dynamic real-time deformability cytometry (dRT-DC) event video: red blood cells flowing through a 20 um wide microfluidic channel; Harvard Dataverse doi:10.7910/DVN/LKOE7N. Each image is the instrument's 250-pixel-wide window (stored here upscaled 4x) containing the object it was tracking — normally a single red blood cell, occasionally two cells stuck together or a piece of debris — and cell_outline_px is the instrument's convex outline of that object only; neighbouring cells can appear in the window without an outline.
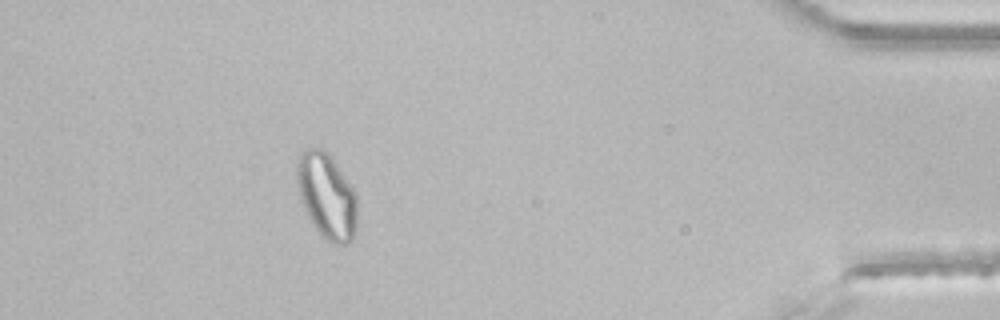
{"species": "common noctule bat (a hibernating species)", "species_latin": "Nyctalus noctula", "temperature_condition": "room temperature", "stored_images_in_passage": 47, "segment_of_instrument_passage": [2, 2], "camera_frame_rate_fps": 3000, "um_per_image_px": 0.085, "animal": {"sex": "male", "body_mass_g": 21.5, "forearm_length_mm": 52.0}, "frame": {"image": 1, "passage_image": 42, "time_ms": 13.667, "image_size_px": [1000, 320], "cell_outline_px": [[356, 232], [352, 240], [348, 244], [332, 244], [320, 236], [312, 224], [300, 200], [296, 180], [296, 164], [300, 156], [308, 148], [320, 148], [328, 152], [332, 156], [352, 188], [356, 196]], "centroid_in_image_um": [27.76, 16.69], "position_along_channel_um": 407.4, "area_um2": 30.23}}